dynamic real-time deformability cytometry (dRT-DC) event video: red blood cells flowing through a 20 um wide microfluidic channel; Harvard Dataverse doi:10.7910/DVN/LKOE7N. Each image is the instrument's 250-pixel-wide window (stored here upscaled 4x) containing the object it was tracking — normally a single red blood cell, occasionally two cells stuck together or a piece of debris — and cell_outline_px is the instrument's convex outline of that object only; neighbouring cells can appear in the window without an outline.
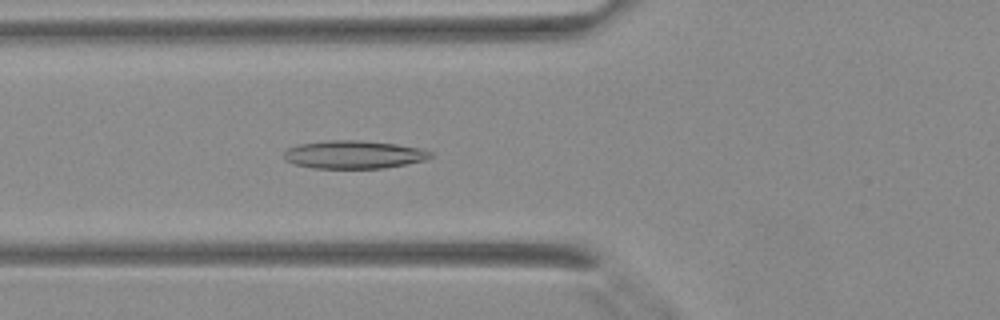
{"species": "Egyptian fruit bat (a non-hibernating species)", "species_latin": "Rousettus aegyptiacus", "temperature_condition": "warm", "stored_images_in_passage": 33, "camera_frame_rate_fps": 3000, "um_per_image_px": 0.085, "animal": {"sex": "female"}, "frame": {"image": 1, "passage_image": 7, "time_ms": 2.0, "image_size_px": [1000, 320], "cell_outline_px": [[432, 156], [424, 160], [384, 168], [312, 168], [296, 164], [284, 160], [284, 152], [288, 148], [300, 144], [328, 140], [360, 140], [396, 144], [420, 148], [432, 152]], "centroid_in_image_um": [30.06, 13.13], "position_along_channel_um": 95.7, "area_um2": 23.81}}
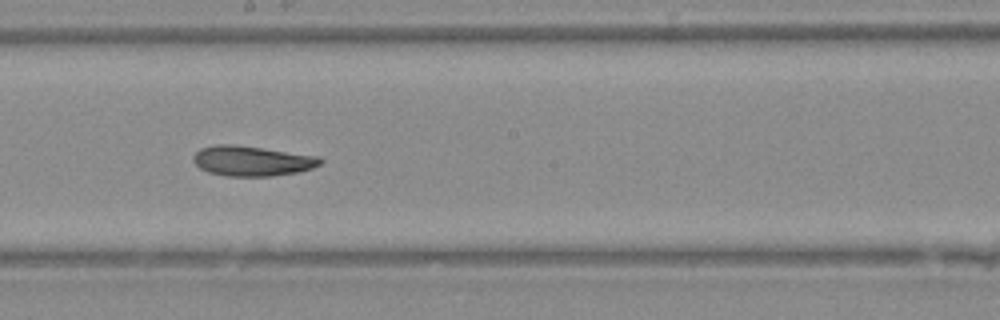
{"frame": {"image": 2, "passage_image": 15, "time_ms": 4.667, "image_size_px": [1000, 320], "cell_outline_px": [[324, 160], [320, 164], [312, 168], [296, 172], [272, 176], [228, 176], [208, 172], [200, 168], [192, 160], [192, 156], [200, 148], [216, 144], [232, 144], [320, 156]], "centroid_in_image_um": [21.41, 13.67], "position_along_channel_um": 226.8, "area_um2": 22.25}}
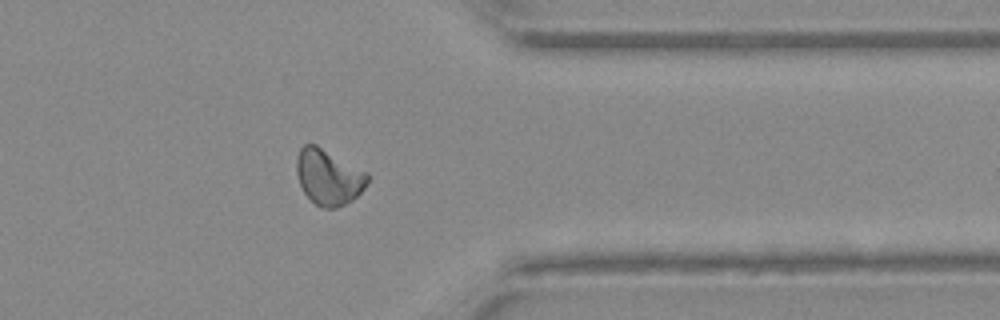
{"frame": {"image": 3, "passage_image": 25, "time_ms": 8.0, "image_size_px": [1000, 320], "cell_outline_px": [[368, 180], [364, 188], [352, 200], [336, 208], [320, 208], [304, 192], [300, 184], [296, 172], [296, 160], [300, 148], [304, 144], [316, 144], [368, 172]], "centroid_in_image_um": [27.92, 15.03], "position_along_channel_um": 383.5, "area_um2": 22.95}}